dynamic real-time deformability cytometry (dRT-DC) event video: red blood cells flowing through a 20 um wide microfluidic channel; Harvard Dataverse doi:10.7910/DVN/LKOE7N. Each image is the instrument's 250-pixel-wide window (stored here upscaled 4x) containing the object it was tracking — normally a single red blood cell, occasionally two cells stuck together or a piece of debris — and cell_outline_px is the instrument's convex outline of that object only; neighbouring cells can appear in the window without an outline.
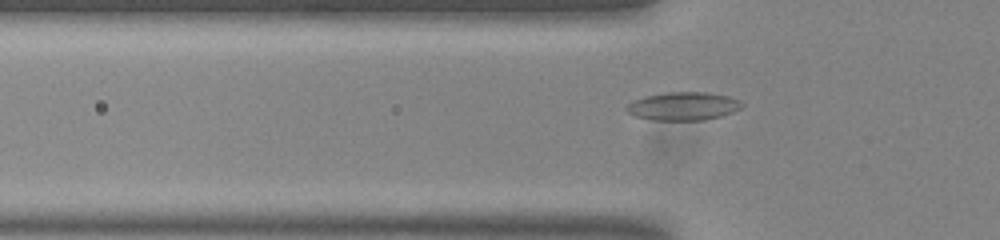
{"species": "common noctule bat (a hibernating species)", "species_latin": "Nyctalus noctula", "temperature_condition": "room temperature", "stored_images_in_passage": 45, "camera_frame_rate_fps": 3000, "um_per_image_px": 0.085, "animal": {"sex": "male", "body_mass_g": 20.0, "forearm_length_mm": 53.3}, "frame": {"image": 1, "passage_image": 8, "time_ms": 2.333, "image_size_px": [1000, 240], "cell_outline_px": [[744, 104], [740, 108], [732, 112], [720, 116], [704, 120], [652, 120], [632, 116], [624, 108], [632, 100], [644, 96], [668, 92], [708, 92], [728, 96], [740, 100]], "centroid_in_image_um": [58.04, 9.02], "position_along_channel_um": 67.8, "area_um2": 19.13}}
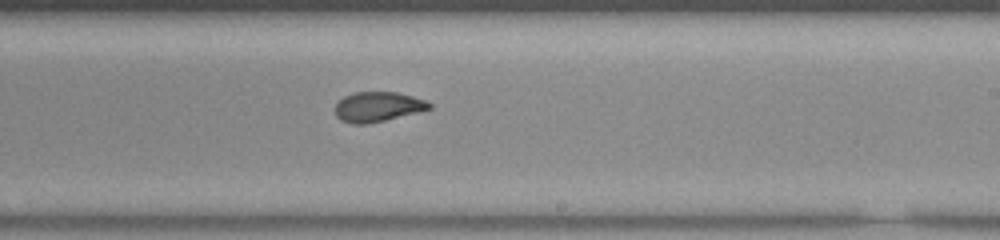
{"frame": {"image": 2, "passage_image": 23, "time_ms": 7.333, "image_size_px": [1000, 240], "cell_outline_px": [[432, 108], [368, 124], [352, 124], [340, 120], [336, 116], [336, 104], [344, 96], [352, 92], [396, 92], [412, 96], [424, 100], [432, 104]], "centroid_in_image_um": [32.08, 9.07], "position_along_channel_um": 256.9, "area_um2": 16.24}}
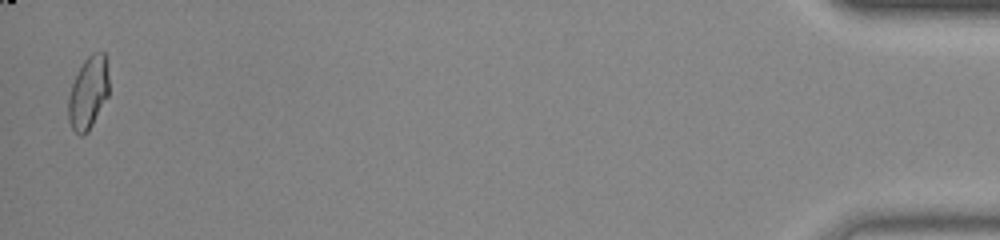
{"frame": {"image": 3, "passage_image": 44, "time_ms": 14.333, "image_size_px": [1000, 240], "cell_outline_px": [[108, 96], [88, 132], [84, 136], [80, 136], [72, 128], [68, 120], [68, 96], [72, 84], [84, 60], [92, 52], [104, 52], [108, 76]], "centroid_in_image_um": [7.49, 7.91], "position_along_channel_um": 427.7, "area_um2": 17.05}, "authors_computed_cell_mechanics": {"area_um2": 17.1666, "velocity_mm_per_s": 3.7821, "shape_relaxation_time_tau1_ms": 6.4174, "shape_relaxation_time_tau2_ms": 1.7363, "deformation_change_tau1": 0.1427, "deformation_change_tau2": 0.0593}}